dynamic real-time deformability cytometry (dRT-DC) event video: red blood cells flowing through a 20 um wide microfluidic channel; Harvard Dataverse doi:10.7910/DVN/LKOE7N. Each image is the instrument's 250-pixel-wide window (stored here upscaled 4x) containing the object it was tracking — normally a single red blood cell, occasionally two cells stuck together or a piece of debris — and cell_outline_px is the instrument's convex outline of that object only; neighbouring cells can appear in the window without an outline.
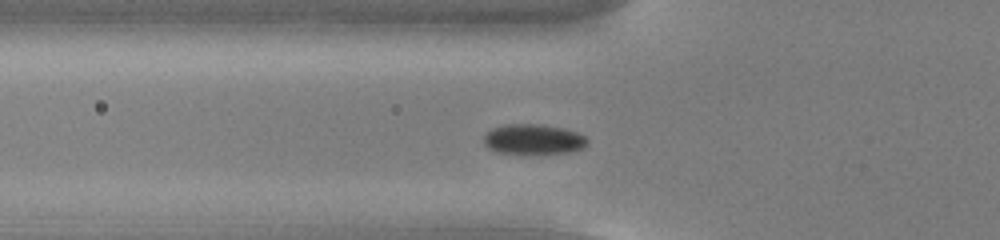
{"species": "common noctule bat (a hibernating species)", "species_latin": "Nyctalus noctula", "temperature_condition": "cold", "stored_images_in_passage": 48, "camera_frame_rate_fps": 3000, "um_per_image_px": 0.085, "animal": {"sex": "male", "body_mass_g": 13.0, "forearm_length_mm": 53.1}, "frame": {"image": 1, "passage_image": 13, "time_ms": 4.0, "image_size_px": [1000, 240], "cell_outline_px": [[588, 144], [580, 148], [568, 152], [496, 152], [488, 148], [484, 144], [484, 136], [492, 128], [504, 124], [540, 124], [564, 128], [576, 132], [584, 136], [588, 140]], "centroid_in_image_um": [45.31, 11.8], "position_along_channel_um": 80.5, "area_um2": 17.74}}
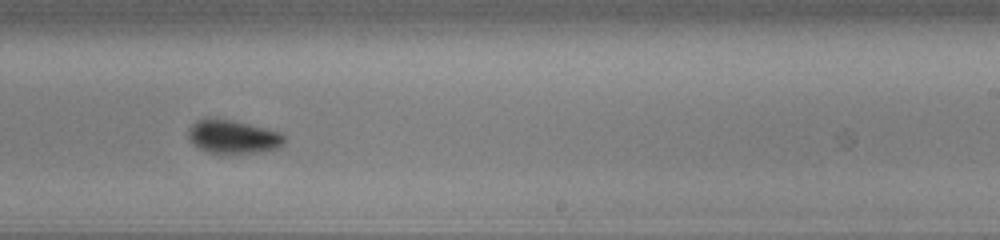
{"frame": {"image": 2, "passage_image": 28, "time_ms": 9.0, "image_size_px": [1000, 240], "cell_outline_px": [[284, 144], [280, 148], [256, 152], [208, 152], [192, 144], [188, 140], [188, 128], [196, 120], [232, 120], [280, 132], [284, 136]], "centroid_in_image_um": [19.8, 11.63], "position_along_channel_um": 269.2, "area_um2": 18.21}}
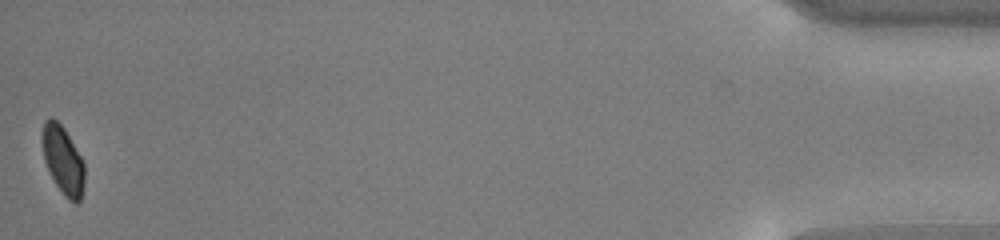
{"frame": {"image": 3, "passage_image": 48, "time_ms": 15.667, "image_size_px": [1000, 240], "cell_outline_px": [[84, 184], [80, 200], [76, 204], [68, 200], [64, 196], [48, 172], [44, 160], [44, 120], [52, 116], [64, 128], [84, 160]], "centroid_in_image_um": [5.39, 13.65], "position_along_channel_um": 429.8, "area_um2": 16.65}, "authors_computed_cell_mechanics": {"area_um2": 18.0625, "velocity_mm_per_s": 3.7783, "shape_relaxation_time_tau1_ms": 5.1449, "shape_relaxation_time_tau2_ms": null, "deformation_change_tau1": 0.1302, "deformation_change_tau2": null}}